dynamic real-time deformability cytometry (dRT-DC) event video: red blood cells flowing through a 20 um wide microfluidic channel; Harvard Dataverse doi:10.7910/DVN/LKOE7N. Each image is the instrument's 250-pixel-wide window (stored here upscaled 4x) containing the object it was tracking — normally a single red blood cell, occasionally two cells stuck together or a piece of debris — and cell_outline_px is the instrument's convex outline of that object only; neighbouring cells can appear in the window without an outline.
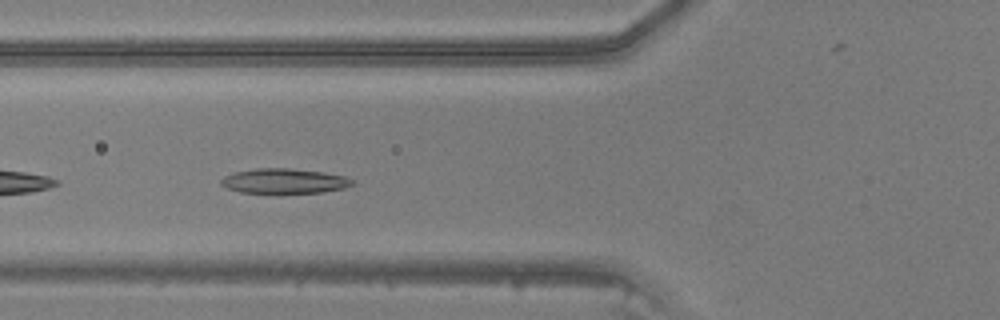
{"species": "common noctule bat (a hibernating species)", "species_latin": "Nyctalus noctula", "temperature_condition": "warm", "stored_images_in_passage": 37, "camera_frame_rate_fps": 3000, "um_per_image_px": 0.085, "animal": {"sex": "male", "body_mass_g": 20.5, "forearm_length_mm": 52.5}, "frame": {"image": 1, "passage_image": 16, "time_ms": 5.0, "image_size_px": [1000, 320], "cell_outline_px": [[356, 184], [344, 188], [324, 192], [240, 192], [228, 188], [220, 184], [220, 180], [224, 176], [232, 172], [256, 168], [288, 168], [324, 172], [344, 176], [352, 180]], "centroid_in_image_um": [24.15, 15.37], "position_along_channel_um": 101.6, "area_um2": 18.9}}
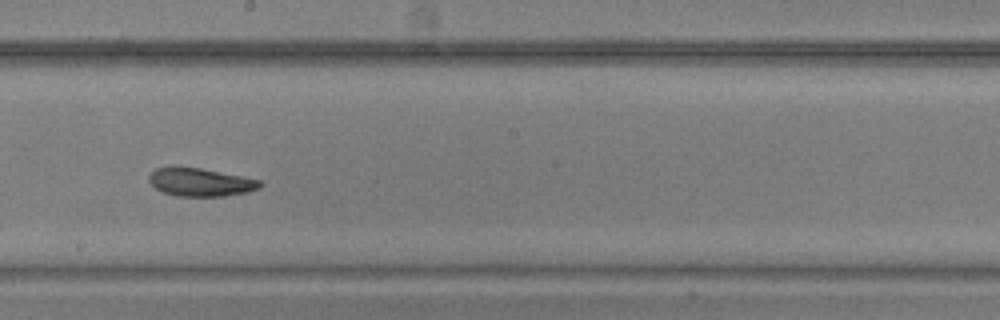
{"frame": {"image": 2, "passage_image": 25, "time_ms": 8.0, "image_size_px": [1000, 320], "cell_outline_px": [[264, 184], [260, 188], [248, 192], [224, 196], [176, 196], [164, 192], [156, 188], [148, 180], [148, 176], [156, 168], [172, 164], [176, 164], [200, 168], [244, 176], [260, 180]], "centroid_in_image_um": [17.03, 15.45], "position_along_channel_um": 231.2, "area_um2": 18.73}}
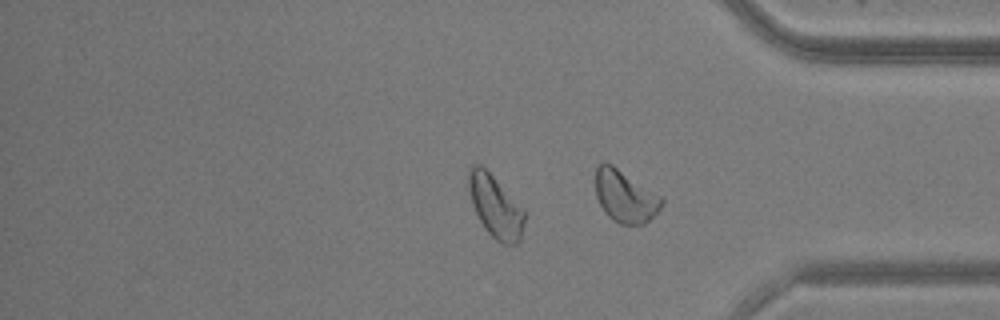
{"frame": {"image": 3, "passage_image": 36, "time_ms": 11.667, "image_size_px": [1000, 320], "cell_outline_px": [[524, 220], [520, 240], [516, 244], [504, 244], [496, 240], [484, 228], [472, 204], [468, 192], [468, 168], [472, 164], [480, 164], [524, 208]], "centroid_in_image_um": [42.09, 17.54], "position_along_channel_um": 393.1, "area_um2": 20.11}}